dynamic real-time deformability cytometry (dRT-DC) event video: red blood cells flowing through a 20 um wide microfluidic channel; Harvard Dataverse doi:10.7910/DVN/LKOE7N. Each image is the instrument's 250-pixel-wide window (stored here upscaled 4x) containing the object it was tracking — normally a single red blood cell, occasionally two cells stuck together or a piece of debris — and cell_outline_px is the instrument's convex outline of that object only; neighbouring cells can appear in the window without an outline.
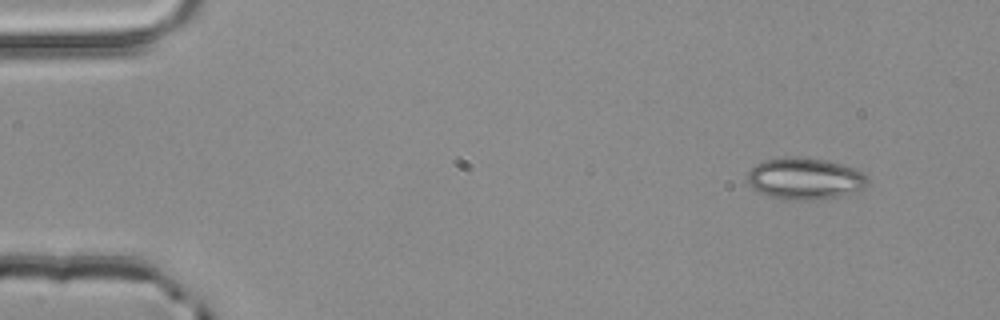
{"species": "common noctule bat (a hibernating species)", "species_latin": "Nyctalus noctula", "temperature_condition": "room temperature", "stored_images_in_passage": 3, "camera_frame_rate_fps": 3000, "um_per_image_px": 0.085, "animal": {"sex": "male", "body_mass_g": 20.4}, "frame": {"image": 1, "passage_image": 1, "time_ms": 0.0, "image_size_px": [1000, 320], "cell_outline_px": [[868, 184], [860, 192], [820, 200], [784, 200], [760, 192], [752, 188], [748, 184], [748, 172], [756, 164], [764, 160], [784, 156], [796, 156], [828, 160], [864, 172], [868, 176]], "centroid_in_image_um": [68.46, 15.19], "position_along_channel_um": 16.5, "area_um2": 29.71}}